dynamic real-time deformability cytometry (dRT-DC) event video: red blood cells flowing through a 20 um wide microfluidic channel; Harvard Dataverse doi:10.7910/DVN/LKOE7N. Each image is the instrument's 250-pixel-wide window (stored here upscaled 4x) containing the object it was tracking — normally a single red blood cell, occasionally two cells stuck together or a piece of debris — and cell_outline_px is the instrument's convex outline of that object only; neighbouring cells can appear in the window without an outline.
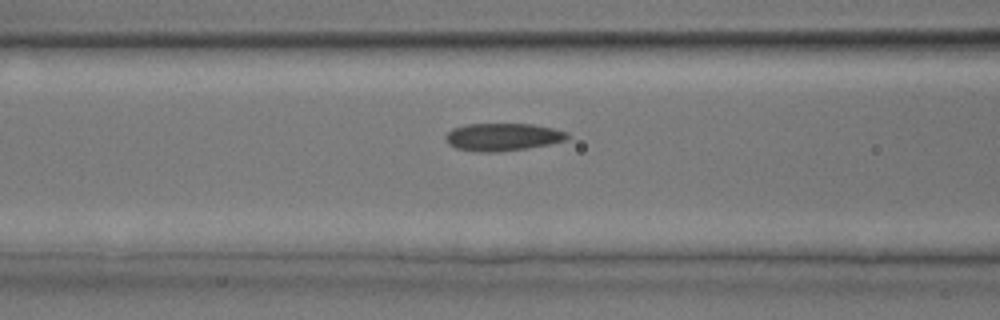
{"species": "common noctule bat (a hibernating species)", "species_latin": "Nyctalus noctula", "temperature_condition": "room temperature", "stored_images_in_passage": 32, "camera_frame_rate_fps": 3000, "um_per_image_px": 0.085, "animal": {"sex": "male", "body_mass_g": 17.9, "forearm_length_mm": 54.2}, "frame": {"image": 1, "passage_image": 14, "time_ms": 4.333, "image_size_px": [1000, 320], "cell_outline_px": [[568, 140], [528, 148], [500, 152], [472, 152], [456, 148], [448, 144], [444, 140], [444, 136], [452, 128], [468, 124], [532, 124], [552, 128], [568, 132]], "centroid_in_image_um": [42.69, 11.65], "position_along_channel_um": 123.9, "area_um2": 19.83}}
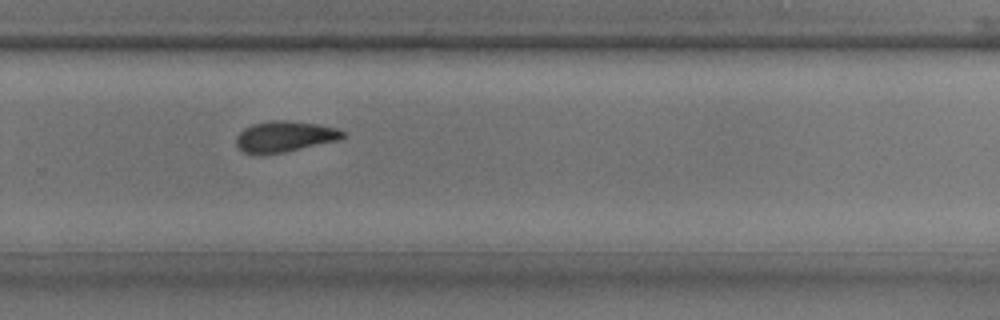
{"frame": {"image": 2, "passage_image": 23, "time_ms": 7.333, "image_size_px": [1000, 320], "cell_outline_px": [[348, 136], [340, 140], [284, 152], [244, 152], [236, 144], [236, 136], [244, 128], [252, 124], [272, 120], [284, 120], [320, 124], [336, 128], [348, 132]], "centroid_in_image_um": [24.3, 11.57], "position_along_channel_um": 305.5, "area_um2": 19.02}}
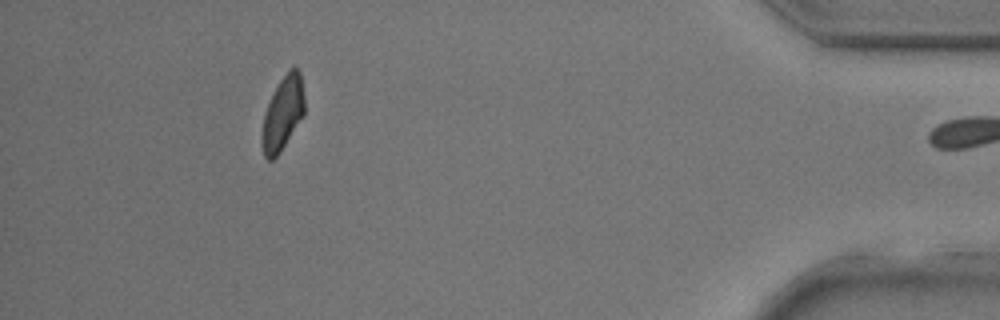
{"frame": {"image": 3, "passage_image": 31, "time_ms": 10.0, "image_size_px": [1000, 320], "cell_outline_px": [[304, 112], [280, 152], [272, 160], [268, 160], [264, 156], [260, 140], [260, 136], [264, 116], [268, 104], [280, 80], [288, 68], [296, 68], [300, 72], [304, 96]], "centroid_in_image_um": [24.01, 9.65], "position_along_channel_um": 411.2, "area_um2": 17.92}}